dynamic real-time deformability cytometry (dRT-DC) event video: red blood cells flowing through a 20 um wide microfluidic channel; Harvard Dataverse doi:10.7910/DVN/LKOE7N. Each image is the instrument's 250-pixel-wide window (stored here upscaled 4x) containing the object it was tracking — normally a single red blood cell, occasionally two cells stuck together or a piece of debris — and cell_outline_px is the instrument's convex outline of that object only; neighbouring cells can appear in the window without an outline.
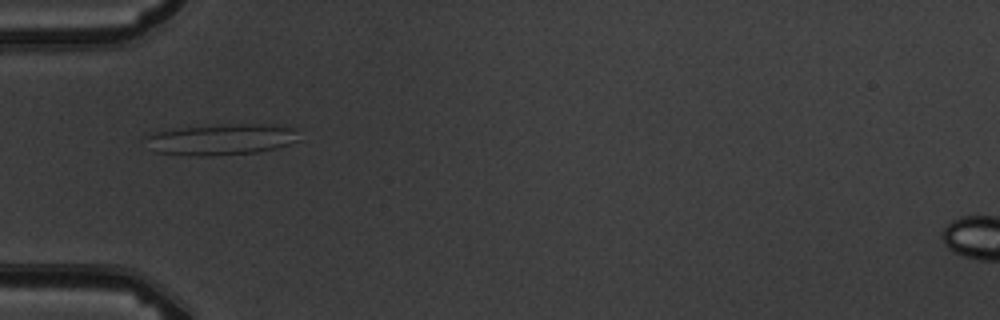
{"species": "common noctule bat (a hibernating species)", "species_latin": "Nyctalus noctula", "temperature_condition": "warm", "stored_images_in_passage": 5, "camera_frame_rate_fps": 3000, "um_per_image_px": 0.085, "animal": {"sex": "male", "body_mass_g": 19.5, "forearm_length_mm": 54.6}, "frame": {"image": 1, "passage_image": 4, "time_ms": 4.333, "image_size_px": [1000, 320], "cell_outline_px": [[300, 140], [276, 148], [256, 152], [212, 156], [196, 156], [156, 152], [140, 140], [144, 136], [156, 132], [176, 128], [228, 124], [272, 124], [296, 128]], "centroid_in_image_um": [18.79, 11.85], "position_along_channel_um": 66.2, "area_um2": 28.15}}
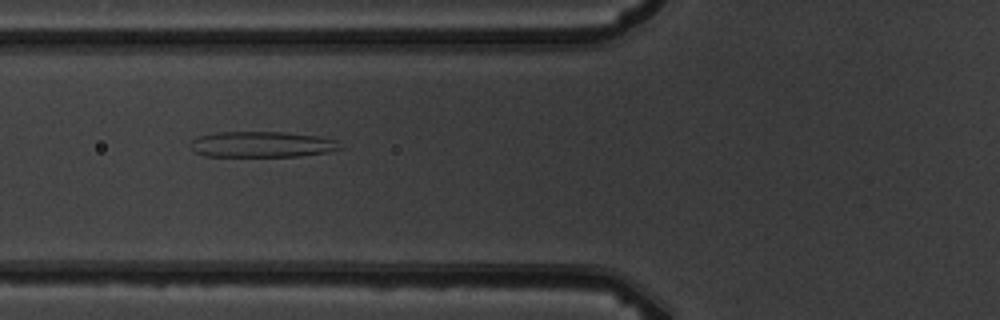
{"frame": {"image": 2, "passage_image": 5, "time_ms": 5.333, "image_size_px": [1000, 320], "cell_outline_px": [[344, 148], [328, 152], [296, 156], [204, 156], [192, 152], [188, 148], [188, 144], [196, 136], [216, 132], [284, 132], [320, 136], [336, 140]], "centroid_in_image_um": [22.19, 12.27], "position_along_channel_um": 103.6, "area_um2": 22.89}}